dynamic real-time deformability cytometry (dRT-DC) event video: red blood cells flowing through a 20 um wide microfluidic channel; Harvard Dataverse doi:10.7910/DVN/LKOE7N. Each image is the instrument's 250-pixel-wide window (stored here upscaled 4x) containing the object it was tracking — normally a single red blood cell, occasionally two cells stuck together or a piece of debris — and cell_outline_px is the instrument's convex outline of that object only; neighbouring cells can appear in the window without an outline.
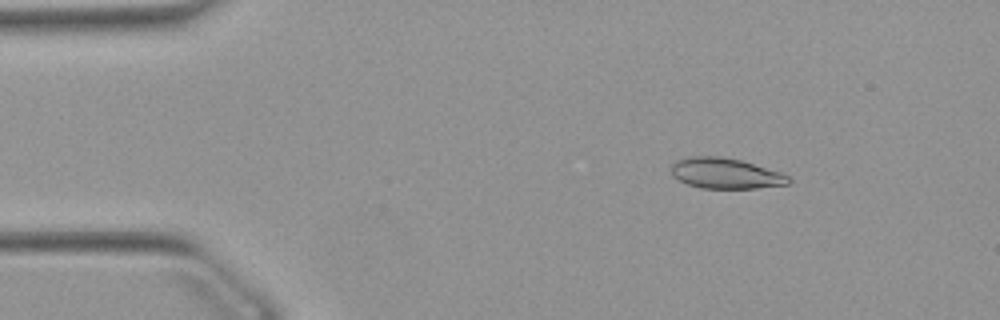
{"species": "Egyptian fruit bat (a non-hibernating species)", "species_latin": "Rousettus aegyptiacus", "temperature_condition": "warm", "stored_images_in_passage": 51, "camera_frame_rate_fps": 3000, "um_per_image_px": 0.085, "animal": {"sex": "female"}, "frame": {"image": 1, "passage_image": 7, "time_ms": 2.0, "image_size_px": [1000, 320], "cell_outline_px": [[792, 180], [788, 184], [756, 188], [700, 188], [688, 184], [672, 176], [672, 164], [676, 160], [692, 156], [720, 156], [740, 160], [780, 172], [788, 176]], "centroid_in_image_um": [61.66, 14.73], "position_along_channel_um": 23.3, "area_um2": 20.75}}
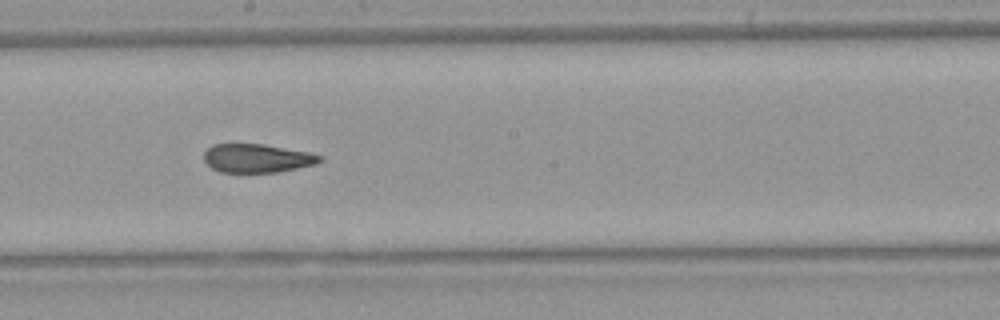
{"frame": {"image": 2, "passage_image": 28, "time_ms": 9.0, "image_size_px": [1000, 320], "cell_outline_px": [[324, 160], [316, 164], [280, 172], [220, 172], [212, 168], [204, 160], [204, 152], [212, 144], [264, 144], [312, 152], [324, 156]], "centroid_in_image_um": [21.92, 13.44], "position_along_channel_um": 226.3, "area_um2": 19.59}}
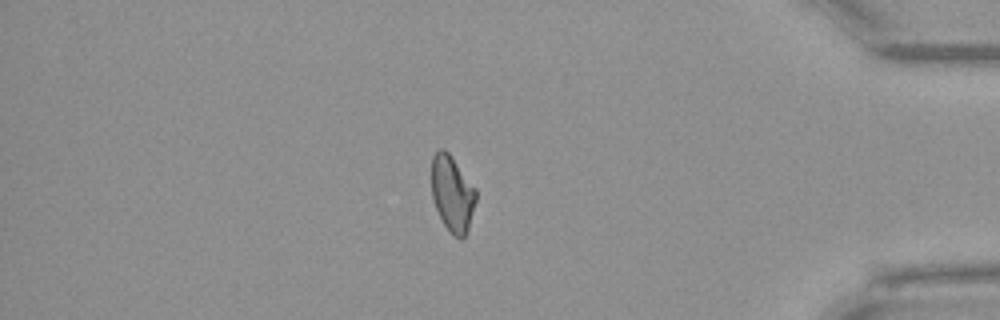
{"frame": {"image": 3, "passage_image": 44, "time_ms": 14.333, "image_size_px": [1000, 320], "cell_outline_px": [[476, 200], [468, 232], [460, 240], [444, 224], [432, 200], [432, 156], [440, 148], [444, 148], [448, 152], [476, 188]], "centroid_in_image_um": [38.45, 16.44], "position_along_channel_um": 396.7, "area_um2": 19.54}, "authors_computed_cell_mechanics": {"area_um2": 20.519, "velocity_mm_per_s": 3.9033, "shape_relaxation_time_tau1_ms": null, "shape_relaxation_time_tau2_ms": 2.1822, "deformation_change_tau1": null, "deformation_change_tau2": 0.0901}}